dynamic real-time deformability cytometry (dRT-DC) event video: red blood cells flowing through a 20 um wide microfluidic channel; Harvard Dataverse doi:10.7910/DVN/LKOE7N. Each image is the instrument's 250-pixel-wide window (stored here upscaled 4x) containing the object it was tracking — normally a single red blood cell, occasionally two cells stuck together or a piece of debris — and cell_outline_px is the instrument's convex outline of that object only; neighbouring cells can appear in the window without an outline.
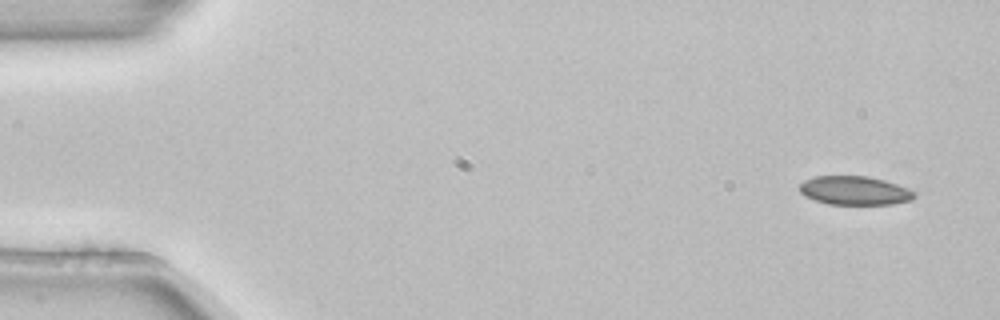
{"species": "common noctule bat (a hibernating species)", "species_latin": "Nyctalus noctula", "temperature_condition": "room temperature", "stored_images_in_passage": 3, "camera_frame_rate_fps": 3000, "um_per_image_px": 0.085, "animal": {"sex": "female", "body_mass_g": 22.7, "forearm_length_mm": 54.2}, "frame": {"image": 1, "passage_image": 1, "time_ms": 0.0, "image_size_px": [1000, 320], "cell_outline_px": [[916, 196], [912, 200], [892, 204], [828, 204], [804, 196], [800, 192], [800, 184], [804, 180], [812, 176], [868, 176], [884, 180], [908, 188], [916, 192]], "centroid_in_image_um": [72.65, 16.19], "position_along_channel_um": 12.4, "area_um2": 19.31}}
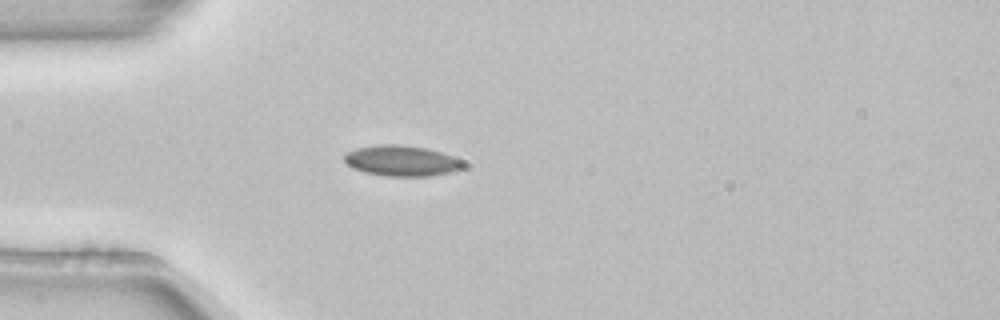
{"frame": {"image": 2, "passage_image": 3, "time_ms": 0.667, "image_size_px": [1000, 320], "cell_outline_px": [[464, 164], [460, 168], [452, 172], [428, 176], [384, 176], [364, 172], [352, 168], [344, 160], [344, 152], [356, 148], [380, 144], [396, 144], [428, 148], [452, 156], [460, 160]], "centroid_in_image_um": [34.08, 13.66], "position_along_channel_um": 50.9, "area_um2": 21.21}}